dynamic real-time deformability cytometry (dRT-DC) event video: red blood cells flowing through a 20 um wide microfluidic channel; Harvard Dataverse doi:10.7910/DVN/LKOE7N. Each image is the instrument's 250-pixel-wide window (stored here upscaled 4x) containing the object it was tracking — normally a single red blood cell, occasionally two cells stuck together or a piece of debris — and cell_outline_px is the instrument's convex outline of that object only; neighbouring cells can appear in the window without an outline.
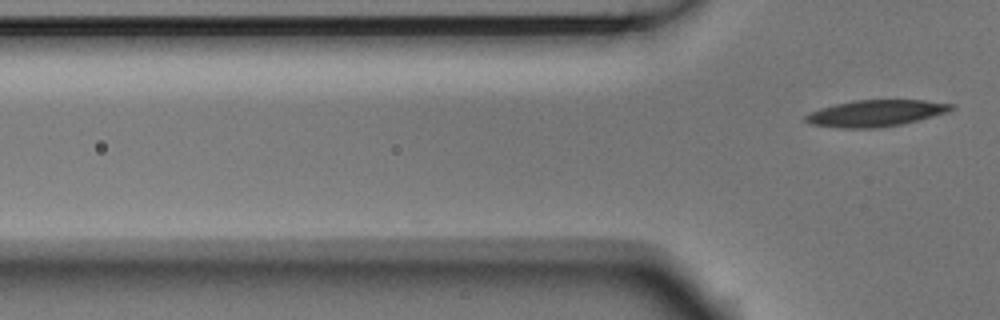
{"species": "Egyptian fruit bat (a non-hibernating species)", "species_latin": "Rousettus aegyptiacus", "temperature_condition": "room temperature", "stored_images_in_passage": 2, "camera_frame_rate_fps": 3000, "um_per_image_px": 0.085, "animal": {"sex": "male"}, "frame": {"image": 1, "passage_image": 2, "time_ms": 0.333, "image_size_px": [1000, 320], "cell_outline_px": [[956, 108], [948, 112], [900, 124], [876, 128], [836, 128], [808, 124], [804, 120], [804, 116], [820, 108], [836, 104], [856, 100], [924, 100], [956, 104]], "centroid_in_image_um": [74.43, 9.62], "position_along_channel_um": 51.4, "area_um2": 22.48}}